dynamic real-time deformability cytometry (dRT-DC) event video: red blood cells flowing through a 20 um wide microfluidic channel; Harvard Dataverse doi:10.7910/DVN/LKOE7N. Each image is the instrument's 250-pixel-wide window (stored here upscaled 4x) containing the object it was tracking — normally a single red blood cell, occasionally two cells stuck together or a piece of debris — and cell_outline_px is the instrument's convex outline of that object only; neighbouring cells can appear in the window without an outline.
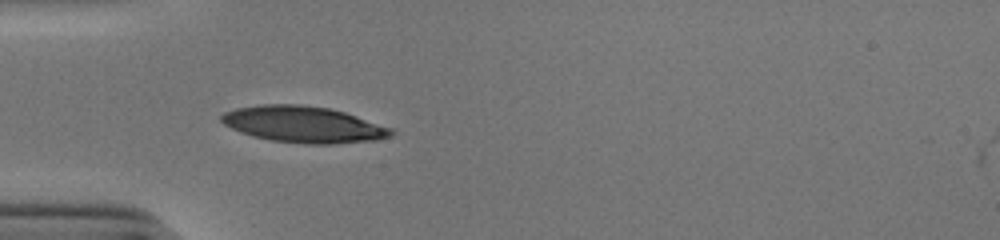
{"species": "human", "species_latin": "Homo sapiens", "temperature_condition": "cold", "stored_images_in_passage": 2, "camera_frame_rate_fps": 3000, "um_per_image_px": 0.085, "donor": {"sex": "male"}, "frame": {"image": 1, "passage_image": 1, "time_ms": 0.0, "image_size_px": [1000, 240], "cell_outline_px": [[396, 132], [392, 136], [376, 140], [332, 144], [308, 144], [272, 140], [252, 136], [240, 132], [224, 124], [220, 120], [220, 116], [224, 112], [236, 108], [260, 104], [300, 104], [328, 108], [344, 112], [392, 128]], "centroid_in_image_um": [25.79, 10.57], "position_along_channel_um": 59.2, "area_um2": 35.95}}